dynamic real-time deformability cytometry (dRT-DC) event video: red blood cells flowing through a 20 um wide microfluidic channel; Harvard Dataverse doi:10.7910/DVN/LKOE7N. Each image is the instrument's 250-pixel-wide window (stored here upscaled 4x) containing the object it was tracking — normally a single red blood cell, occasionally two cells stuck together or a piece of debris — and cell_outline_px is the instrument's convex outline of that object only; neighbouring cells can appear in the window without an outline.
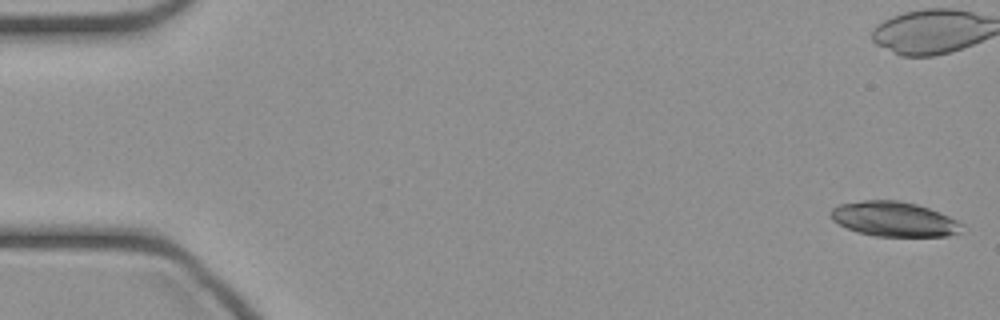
{"species": "common noctule bat (a hibernating species)", "species_latin": "Nyctalus noctula", "temperature_condition": "cold", "stored_images_in_passage": 47, "camera_frame_rate_fps": 3000, "um_per_image_px": 0.085, "animal": {"sex": "female", "body_mass_g": 21.9}, "frame": {"image": 1, "passage_image": 1, "time_ms": 0.0, "image_size_px": [1000, 320], "cell_outline_px": [[964, 224], [960, 232], [948, 236], [876, 236], [856, 232], [832, 220], [828, 212], [832, 208], [840, 204], [864, 200], [896, 200], [916, 204], [928, 208], [948, 216]], "centroid_in_image_um": [75.97, 18.62], "position_along_channel_um": 9.0, "area_um2": 26.53}}